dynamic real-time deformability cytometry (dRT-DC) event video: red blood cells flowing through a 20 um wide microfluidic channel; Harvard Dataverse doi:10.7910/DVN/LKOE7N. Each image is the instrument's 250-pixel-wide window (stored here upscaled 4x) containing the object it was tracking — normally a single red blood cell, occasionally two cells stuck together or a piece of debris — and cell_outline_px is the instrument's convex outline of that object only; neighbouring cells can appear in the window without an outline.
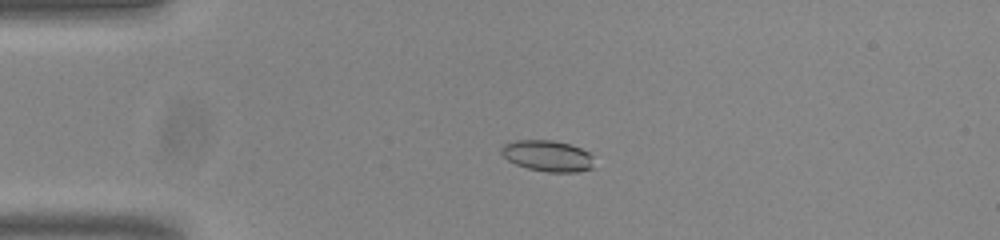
{"species": "common noctule bat (a hibernating species)", "species_latin": "Nyctalus noctula", "temperature_condition": "room temperature", "stored_images_in_passage": 51, "camera_frame_rate_fps": 3000, "um_per_image_px": 0.085, "animal": {"sex": "male", "body_mass_g": 20.0, "forearm_length_mm": 53.3}, "frame": {"image": 1, "passage_image": 10, "time_ms": 3.0, "image_size_px": [1000, 240], "cell_outline_px": [[592, 168], [576, 172], [548, 172], [528, 168], [516, 164], [508, 160], [500, 152], [500, 148], [504, 144], [516, 140], [552, 140], [568, 144], [580, 148], [588, 152], [592, 156]], "centroid_in_image_um": [46.52, 13.24], "position_along_channel_um": 38.5, "area_um2": 16.65}}
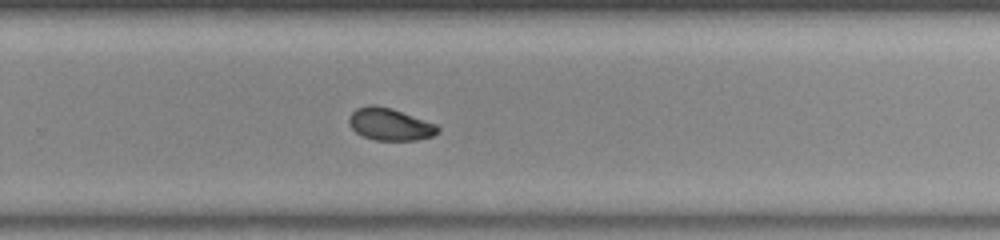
{"frame": {"image": 2, "passage_image": 33, "time_ms": 10.667, "image_size_px": [1000, 240], "cell_outline_px": [[440, 132], [432, 136], [416, 140], [376, 140], [364, 136], [356, 132], [352, 128], [348, 120], [348, 116], [356, 108], [368, 104], [372, 104], [392, 108], [436, 124], [440, 128]], "centroid_in_image_um": [33.14, 10.55], "position_along_channel_um": 296.7, "area_um2": 16.7}}
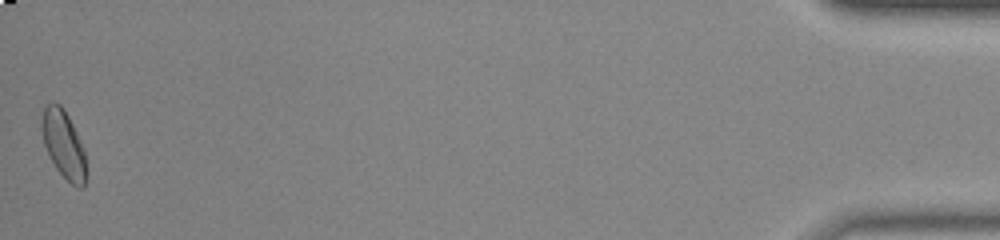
{"frame": {"image": 3, "passage_image": 51, "time_ms": 16.667, "image_size_px": [1000, 240], "cell_outline_px": [[84, 188], [76, 188], [56, 168], [44, 144], [40, 128], [40, 120], [44, 108], [52, 100], [60, 104], [64, 108], [84, 148]], "centroid_in_image_um": [5.36, 12.2], "position_along_channel_um": 429.8, "area_um2": 17.28}, "authors_computed_cell_mechanics": {"area_um2": 16.762, "velocity_mm_per_s": 3.8156, "shape_relaxation_time_tau1_ms": 6.7057, "shape_relaxation_time_tau2_ms": 5.7007, "deformation_change_tau1": 0.1368, "deformation_change_tau2": 0.0746}}